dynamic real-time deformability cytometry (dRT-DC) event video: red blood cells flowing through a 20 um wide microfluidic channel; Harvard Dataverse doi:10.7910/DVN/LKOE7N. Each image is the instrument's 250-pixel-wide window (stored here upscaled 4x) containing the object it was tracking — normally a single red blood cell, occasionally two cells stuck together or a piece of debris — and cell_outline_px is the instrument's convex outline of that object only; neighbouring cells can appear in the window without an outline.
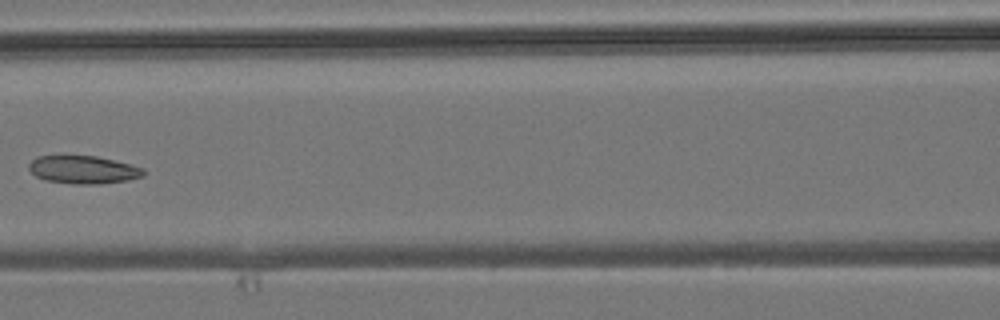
{"species": "common noctule bat (a hibernating species)", "species_latin": "Nyctalus noctula", "temperature_condition": "room temperature", "stored_images_in_passage": 7, "camera_frame_rate_fps": 3000, "um_per_image_px": 0.085, "animal": {"sex": "male", "body_mass_g": 19.2, "forearm_length_mm": 51.8}, "frame": {"image": 1, "passage_image": 6, "time_ms": 6.667, "image_size_px": [1000, 320], "cell_outline_px": [[144, 176], [128, 180], [100, 184], [72, 184], [48, 180], [36, 176], [28, 168], [28, 164], [36, 156], [96, 156], [144, 168]], "centroid_in_image_um": [7.07, 14.43], "position_along_channel_um": 159.5, "area_um2": 18.5}}
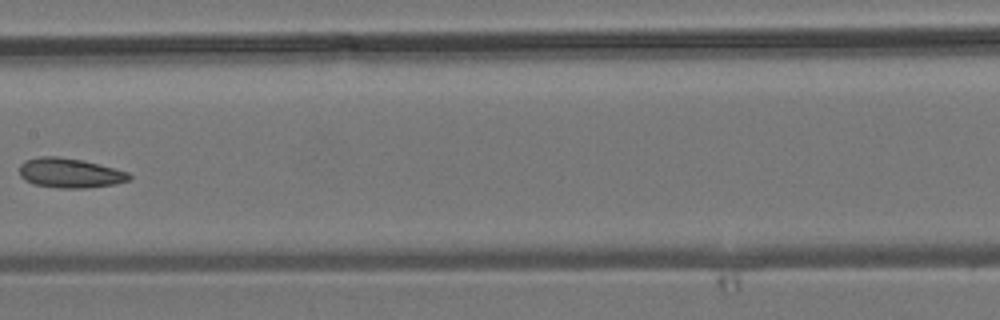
{"frame": {"image": 2, "passage_image": 7, "time_ms": 7.667, "image_size_px": [1000, 320], "cell_outline_px": [[132, 176], [128, 180], [112, 184], [84, 188], [60, 188], [32, 184], [24, 180], [20, 176], [20, 164], [24, 160], [40, 156], [56, 156], [84, 160], [128, 172]], "centroid_in_image_um": [5.89, 14.69], "position_along_channel_um": 201.5, "area_um2": 18.96}}